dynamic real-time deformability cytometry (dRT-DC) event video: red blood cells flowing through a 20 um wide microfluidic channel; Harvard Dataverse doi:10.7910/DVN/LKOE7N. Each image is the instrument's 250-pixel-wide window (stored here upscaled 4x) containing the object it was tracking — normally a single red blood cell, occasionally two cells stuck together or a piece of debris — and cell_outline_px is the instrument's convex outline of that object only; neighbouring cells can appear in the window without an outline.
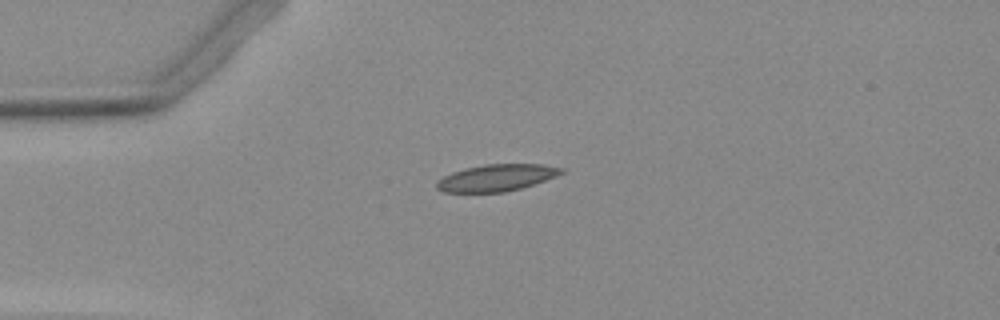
{"species": "Egyptian fruit bat (a non-hibernating species)", "species_latin": "Rousettus aegyptiacus", "temperature_condition": "warm", "stored_images_in_passage": 40, "camera_frame_rate_fps": 3000, "um_per_image_px": 0.085, "animal": {"sex": "female"}, "frame": {"image": 1, "passage_image": 1, "time_ms": 0.0, "image_size_px": [1000, 320], "cell_outline_px": [[564, 172], [556, 176], [520, 188], [504, 192], [444, 192], [436, 188], [436, 180], [452, 172], [464, 168], [484, 164], [544, 164], [564, 168]], "centroid_in_image_um": [42.18, 15.1], "position_along_channel_um": 42.8, "area_um2": 19.42}}
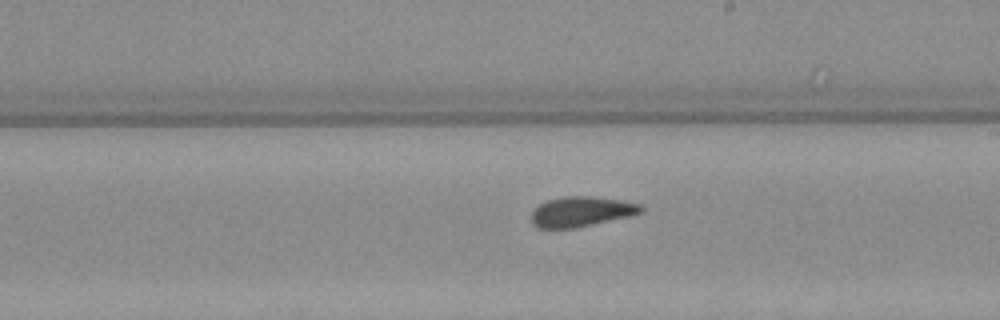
{"frame": {"image": 2, "passage_image": 18, "time_ms": 5.667, "image_size_px": [1000, 320], "cell_outline_px": [[644, 208], [640, 212], [628, 216], [572, 228], [540, 228], [532, 224], [532, 208], [548, 200], [564, 196], [592, 196], [640, 204]], "centroid_in_image_um": [49.34, 17.98], "position_along_channel_um": 239.7, "area_um2": 18.79}}
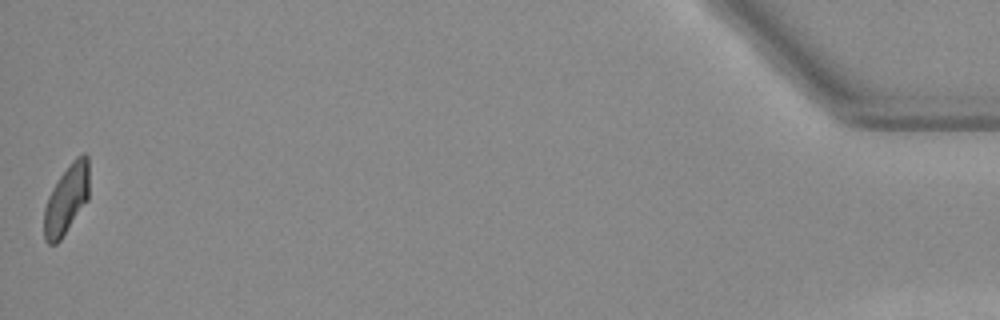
{"frame": {"image": 3, "passage_image": 40, "time_ms": 13.0, "image_size_px": [1000, 320], "cell_outline_px": [[88, 200], [60, 240], [56, 244], [48, 244], [44, 240], [44, 208], [48, 196], [52, 188], [60, 176], [72, 160], [76, 156], [84, 152], [88, 156]], "centroid_in_image_um": [5.64, 16.94], "position_along_channel_um": 429.6, "area_um2": 18.21}}